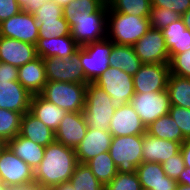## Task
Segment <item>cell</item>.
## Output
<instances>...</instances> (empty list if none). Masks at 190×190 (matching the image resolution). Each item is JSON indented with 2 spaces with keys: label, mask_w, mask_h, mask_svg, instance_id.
I'll list each match as a JSON object with an SVG mask.
<instances>
[{
  "label": "cell",
  "mask_w": 190,
  "mask_h": 190,
  "mask_svg": "<svg viewBox=\"0 0 190 190\" xmlns=\"http://www.w3.org/2000/svg\"><path fill=\"white\" fill-rule=\"evenodd\" d=\"M178 184L190 186V168H186L180 174Z\"/></svg>",
  "instance_id": "obj_49"
},
{
  "label": "cell",
  "mask_w": 190,
  "mask_h": 190,
  "mask_svg": "<svg viewBox=\"0 0 190 190\" xmlns=\"http://www.w3.org/2000/svg\"><path fill=\"white\" fill-rule=\"evenodd\" d=\"M77 164L75 149L54 141L45 147L44 157L34 170V182L40 189H53L70 180Z\"/></svg>",
  "instance_id": "obj_1"
},
{
  "label": "cell",
  "mask_w": 190,
  "mask_h": 190,
  "mask_svg": "<svg viewBox=\"0 0 190 190\" xmlns=\"http://www.w3.org/2000/svg\"><path fill=\"white\" fill-rule=\"evenodd\" d=\"M108 8V3L105 2L94 13L63 11V17L71 28V36L80 47L107 38Z\"/></svg>",
  "instance_id": "obj_2"
},
{
  "label": "cell",
  "mask_w": 190,
  "mask_h": 190,
  "mask_svg": "<svg viewBox=\"0 0 190 190\" xmlns=\"http://www.w3.org/2000/svg\"><path fill=\"white\" fill-rule=\"evenodd\" d=\"M53 189L54 190H75V188H73L72 184L69 181L63 182V183L55 186Z\"/></svg>",
  "instance_id": "obj_51"
},
{
  "label": "cell",
  "mask_w": 190,
  "mask_h": 190,
  "mask_svg": "<svg viewBox=\"0 0 190 190\" xmlns=\"http://www.w3.org/2000/svg\"><path fill=\"white\" fill-rule=\"evenodd\" d=\"M168 114L177 123L183 136L190 138V109L171 106Z\"/></svg>",
  "instance_id": "obj_40"
},
{
  "label": "cell",
  "mask_w": 190,
  "mask_h": 190,
  "mask_svg": "<svg viewBox=\"0 0 190 190\" xmlns=\"http://www.w3.org/2000/svg\"><path fill=\"white\" fill-rule=\"evenodd\" d=\"M21 10L27 13H35L48 0H16Z\"/></svg>",
  "instance_id": "obj_45"
},
{
  "label": "cell",
  "mask_w": 190,
  "mask_h": 190,
  "mask_svg": "<svg viewBox=\"0 0 190 190\" xmlns=\"http://www.w3.org/2000/svg\"><path fill=\"white\" fill-rule=\"evenodd\" d=\"M179 18L181 16L173 10L151 7L149 15L150 28L163 30Z\"/></svg>",
  "instance_id": "obj_36"
},
{
  "label": "cell",
  "mask_w": 190,
  "mask_h": 190,
  "mask_svg": "<svg viewBox=\"0 0 190 190\" xmlns=\"http://www.w3.org/2000/svg\"><path fill=\"white\" fill-rule=\"evenodd\" d=\"M0 190H7V185H5L1 180H0Z\"/></svg>",
  "instance_id": "obj_55"
},
{
  "label": "cell",
  "mask_w": 190,
  "mask_h": 190,
  "mask_svg": "<svg viewBox=\"0 0 190 190\" xmlns=\"http://www.w3.org/2000/svg\"><path fill=\"white\" fill-rule=\"evenodd\" d=\"M113 42L109 38L80 47V63L89 83L96 81L110 67Z\"/></svg>",
  "instance_id": "obj_7"
},
{
  "label": "cell",
  "mask_w": 190,
  "mask_h": 190,
  "mask_svg": "<svg viewBox=\"0 0 190 190\" xmlns=\"http://www.w3.org/2000/svg\"><path fill=\"white\" fill-rule=\"evenodd\" d=\"M109 131L113 137L144 135L146 127L132 105L128 103L117 105L109 125Z\"/></svg>",
  "instance_id": "obj_15"
},
{
  "label": "cell",
  "mask_w": 190,
  "mask_h": 190,
  "mask_svg": "<svg viewBox=\"0 0 190 190\" xmlns=\"http://www.w3.org/2000/svg\"><path fill=\"white\" fill-rule=\"evenodd\" d=\"M18 67L7 63L0 64V80L18 81Z\"/></svg>",
  "instance_id": "obj_44"
},
{
  "label": "cell",
  "mask_w": 190,
  "mask_h": 190,
  "mask_svg": "<svg viewBox=\"0 0 190 190\" xmlns=\"http://www.w3.org/2000/svg\"><path fill=\"white\" fill-rule=\"evenodd\" d=\"M172 0H151V7L167 8L171 10Z\"/></svg>",
  "instance_id": "obj_50"
},
{
  "label": "cell",
  "mask_w": 190,
  "mask_h": 190,
  "mask_svg": "<svg viewBox=\"0 0 190 190\" xmlns=\"http://www.w3.org/2000/svg\"><path fill=\"white\" fill-rule=\"evenodd\" d=\"M142 65L143 63L134 52L133 46L113 43L110 53V67L125 71L133 77Z\"/></svg>",
  "instance_id": "obj_28"
},
{
  "label": "cell",
  "mask_w": 190,
  "mask_h": 190,
  "mask_svg": "<svg viewBox=\"0 0 190 190\" xmlns=\"http://www.w3.org/2000/svg\"><path fill=\"white\" fill-rule=\"evenodd\" d=\"M18 81L31 94H40L47 83L43 58L37 57L33 61L18 67Z\"/></svg>",
  "instance_id": "obj_22"
},
{
  "label": "cell",
  "mask_w": 190,
  "mask_h": 190,
  "mask_svg": "<svg viewBox=\"0 0 190 190\" xmlns=\"http://www.w3.org/2000/svg\"><path fill=\"white\" fill-rule=\"evenodd\" d=\"M162 32L170 58L175 53H183L190 50V29L186 27L182 18L172 22Z\"/></svg>",
  "instance_id": "obj_27"
},
{
  "label": "cell",
  "mask_w": 190,
  "mask_h": 190,
  "mask_svg": "<svg viewBox=\"0 0 190 190\" xmlns=\"http://www.w3.org/2000/svg\"><path fill=\"white\" fill-rule=\"evenodd\" d=\"M170 73L190 78V50L183 53H175L170 58Z\"/></svg>",
  "instance_id": "obj_38"
},
{
  "label": "cell",
  "mask_w": 190,
  "mask_h": 190,
  "mask_svg": "<svg viewBox=\"0 0 190 190\" xmlns=\"http://www.w3.org/2000/svg\"><path fill=\"white\" fill-rule=\"evenodd\" d=\"M117 105L113 99L94 83L86 87L83 114L88 128L109 131V125Z\"/></svg>",
  "instance_id": "obj_3"
},
{
  "label": "cell",
  "mask_w": 190,
  "mask_h": 190,
  "mask_svg": "<svg viewBox=\"0 0 190 190\" xmlns=\"http://www.w3.org/2000/svg\"><path fill=\"white\" fill-rule=\"evenodd\" d=\"M112 138L110 131L88 128L84 139L75 149L78 163L86 164L99 154L108 152Z\"/></svg>",
  "instance_id": "obj_17"
},
{
  "label": "cell",
  "mask_w": 190,
  "mask_h": 190,
  "mask_svg": "<svg viewBox=\"0 0 190 190\" xmlns=\"http://www.w3.org/2000/svg\"><path fill=\"white\" fill-rule=\"evenodd\" d=\"M37 57L36 45L0 36L1 63L20 67Z\"/></svg>",
  "instance_id": "obj_18"
},
{
  "label": "cell",
  "mask_w": 190,
  "mask_h": 190,
  "mask_svg": "<svg viewBox=\"0 0 190 190\" xmlns=\"http://www.w3.org/2000/svg\"><path fill=\"white\" fill-rule=\"evenodd\" d=\"M190 9V0H172L171 10L182 16Z\"/></svg>",
  "instance_id": "obj_46"
},
{
  "label": "cell",
  "mask_w": 190,
  "mask_h": 190,
  "mask_svg": "<svg viewBox=\"0 0 190 190\" xmlns=\"http://www.w3.org/2000/svg\"><path fill=\"white\" fill-rule=\"evenodd\" d=\"M19 135L44 147L55 141V132L37 119L30 111L22 115Z\"/></svg>",
  "instance_id": "obj_25"
},
{
  "label": "cell",
  "mask_w": 190,
  "mask_h": 190,
  "mask_svg": "<svg viewBox=\"0 0 190 190\" xmlns=\"http://www.w3.org/2000/svg\"><path fill=\"white\" fill-rule=\"evenodd\" d=\"M35 182L21 183L16 185H8L7 190H38Z\"/></svg>",
  "instance_id": "obj_48"
},
{
  "label": "cell",
  "mask_w": 190,
  "mask_h": 190,
  "mask_svg": "<svg viewBox=\"0 0 190 190\" xmlns=\"http://www.w3.org/2000/svg\"><path fill=\"white\" fill-rule=\"evenodd\" d=\"M9 148L23 160L28 166L35 170L44 157L45 147L34 143L19 134L6 143Z\"/></svg>",
  "instance_id": "obj_26"
},
{
  "label": "cell",
  "mask_w": 190,
  "mask_h": 190,
  "mask_svg": "<svg viewBox=\"0 0 190 190\" xmlns=\"http://www.w3.org/2000/svg\"><path fill=\"white\" fill-rule=\"evenodd\" d=\"M143 135L117 136L112 138L109 154L117 172L132 173L142 163Z\"/></svg>",
  "instance_id": "obj_6"
},
{
  "label": "cell",
  "mask_w": 190,
  "mask_h": 190,
  "mask_svg": "<svg viewBox=\"0 0 190 190\" xmlns=\"http://www.w3.org/2000/svg\"><path fill=\"white\" fill-rule=\"evenodd\" d=\"M87 129L83 112H67L55 131V141L76 149L84 139Z\"/></svg>",
  "instance_id": "obj_16"
},
{
  "label": "cell",
  "mask_w": 190,
  "mask_h": 190,
  "mask_svg": "<svg viewBox=\"0 0 190 190\" xmlns=\"http://www.w3.org/2000/svg\"><path fill=\"white\" fill-rule=\"evenodd\" d=\"M87 84L50 81L40 95L67 112H83Z\"/></svg>",
  "instance_id": "obj_5"
},
{
  "label": "cell",
  "mask_w": 190,
  "mask_h": 190,
  "mask_svg": "<svg viewBox=\"0 0 190 190\" xmlns=\"http://www.w3.org/2000/svg\"><path fill=\"white\" fill-rule=\"evenodd\" d=\"M167 90L171 106L190 109V78L169 74Z\"/></svg>",
  "instance_id": "obj_30"
},
{
  "label": "cell",
  "mask_w": 190,
  "mask_h": 190,
  "mask_svg": "<svg viewBox=\"0 0 190 190\" xmlns=\"http://www.w3.org/2000/svg\"><path fill=\"white\" fill-rule=\"evenodd\" d=\"M80 46L71 35L51 37L50 39L38 38L36 44L37 56L41 58H69Z\"/></svg>",
  "instance_id": "obj_23"
},
{
  "label": "cell",
  "mask_w": 190,
  "mask_h": 190,
  "mask_svg": "<svg viewBox=\"0 0 190 190\" xmlns=\"http://www.w3.org/2000/svg\"><path fill=\"white\" fill-rule=\"evenodd\" d=\"M130 104L147 128L159 117L169 113L171 103L168 90L135 94Z\"/></svg>",
  "instance_id": "obj_10"
},
{
  "label": "cell",
  "mask_w": 190,
  "mask_h": 190,
  "mask_svg": "<svg viewBox=\"0 0 190 190\" xmlns=\"http://www.w3.org/2000/svg\"><path fill=\"white\" fill-rule=\"evenodd\" d=\"M69 182L75 190H105L91 169L82 163L77 164Z\"/></svg>",
  "instance_id": "obj_32"
},
{
  "label": "cell",
  "mask_w": 190,
  "mask_h": 190,
  "mask_svg": "<svg viewBox=\"0 0 190 190\" xmlns=\"http://www.w3.org/2000/svg\"><path fill=\"white\" fill-rule=\"evenodd\" d=\"M30 112L54 132L67 114L66 110L47 101L40 94L32 95Z\"/></svg>",
  "instance_id": "obj_24"
},
{
  "label": "cell",
  "mask_w": 190,
  "mask_h": 190,
  "mask_svg": "<svg viewBox=\"0 0 190 190\" xmlns=\"http://www.w3.org/2000/svg\"><path fill=\"white\" fill-rule=\"evenodd\" d=\"M47 82L88 84L80 63V48L69 58H43Z\"/></svg>",
  "instance_id": "obj_8"
},
{
  "label": "cell",
  "mask_w": 190,
  "mask_h": 190,
  "mask_svg": "<svg viewBox=\"0 0 190 190\" xmlns=\"http://www.w3.org/2000/svg\"><path fill=\"white\" fill-rule=\"evenodd\" d=\"M32 95L19 81L0 80V108L19 113L30 111Z\"/></svg>",
  "instance_id": "obj_19"
},
{
  "label": "cell",
  "mask_w": 190,
  "mask_h": 190,
  "mask_svg": "<svg viewBox=\"0 0 190 190\" xmlns=\"http://www.w3.org/2000/svg\"><path fill=\"white\" fill-rule=\"evenodd\" d=\"M0 180L5 185L34 182V170L6 144L0 152Z\"/></svg>",
  "instance_id": "obj_14"
},
{
  "label": "cell",
  "mask_w": 190,
  "mask_h": 190,
  "mask_svg": "<svg viewBox=\"0 0 190 190\" xmlns=\"http://www.w3.org/2000/svg\"><path fill=\"white\" fill-rule=\"evenodd\" d=\"M51 1H53L56 4H59L60 6L64 7V6L68 5L73 0H51Z\"/></svg>",
  "instance_id": "obj_53"
},
{
  "label": "cell",
  "mask_w": 190,
  "mask_h": 190,
  "mask_svg": "<svg viewBox=\"0 0 190 190\" xmlns=\"http://www.w3.org/2000/svg\"><path fill=\"white\" fill-rule=\"evenodd\" d=\"M142 162L163 163L180 151L181 144L153 137L147 133L143 135Z\"/></svg>",
  "instance_id": "obj_21"
},
{
  "label": "cell",
  "mask_w": 190,
  "mask_h": 190,
  "mask_svg": "<svg viewBox=\"0 0 190 190\" xmlns=\"http://www.w3.org/2000/svg\"><path fill=\"white\" fill-rule=\"evenodd\" d=\"M22 113L0 108V140L7 143L20 132Z\"/></svg>",
  "instance_id": "obj_34"
},
{
  "label": "cell",
  "mask_w": 190,
  "mask_h": 190,
  "mask_svg": "<svg viewBox=\"0 0 190 190\" xmlns=\"http://www.w3.org/2000/svg\"><path fill=\"white\" fill-rule=\"evenodd\" d=\"M133 49L143 64L170 63L169 50L162 30L150 28L133 45Z\"/></svg>",
  "instance_id": "obj_11"
},
{
  "label": "cell",
  "mask_w": 190,
  "mask_h": 190,
  "mask_svg": "<svg viewBox=\"0 0 190 190\" xmlns=\"http://www.w3.org/2000/svg\"><path fill=\"white\" fill-rule=\"evenodd\" d=\"M184 24L190 29V9L181 16Z\"/></svg>",
  "instance_id": "obj_52"
},
{
  "label": "cell",
  "mask_w": 190,
  "mask_h": 190,
  "mask_svg": "<svg viewBox=\"0 0 190 190\" xmlns=\"http://www.w3.org/2000/svg\"><path fill=\"white\" fill-rule=\"evenodd\" d=\"M165 174L171 178L178 180L180 174L185 169L184 159L181 151L170 157L162 163Z\"/></svg>",
  "instance_id": "obj_41"
},
{
  "label": "cell",
  "mask_w": 190,
  "mask_h": 190,
  "mask_svg": "<svg viewBox=\"0 0 190 190\" xmlns=\"http://www.w3.org/2000/svg\"><path fill=\"white\" fill-rule=\"evenodd\" d=\"M5 145H6V143L4 141L0 140V152L4 148Z\"/></svg>",
  "instance_id": "obj_56"
},
{
  "label": "cell",
  "mask_w": 190,
  "mask_h": 190,
  "mask_svg": "<svg viewBox=\"0 0 190 190\" xmlns=\"http://www.w3.org/2000/svg\"><path fill=\"white\" fill-rule=\"evenodd\" d=\"M104 0H73L63 7V11H77L84 14L96 12L103 4Z\"/></svg>",
  "instance_id": "obj_42"
},
{
  "label": "cell",
  "mask_w": 190,
  "mask_h": 190,
  "mask_svg": "<svg viewBox=\"0 0 190 190\" xmlns=\"http://www.w3.org/2000/svg\"><path fill=\"white\" fill-rule=\"evenodd\" d=\"M108 6L116 12L137 17H149L151 0H109Z\"/></svg>",
  "instance_id": "obj_33"
},
{
  "label": "cell",
  "mask_w": 190,
  "mask_h": 190,
  "mask_svg": "<svg viewBox=\"0 0 190 190\" xmlns=\"http://www.w3.org/2000/svg\"><path fill=\"white\" fill-rule=\"evenodd\" d=\"M93 83L103 89L116 105L130 103L135 95L133 77L114 67H109Z\"/></svg>",
  "instance_id": "obj_9"
},
{
  "label": "cell",
  "mask_w": 190,
  "mask_h": 190,
  "mask_svg": "<svg viewBox=\"0 0 190 190\" xmlns=\"http://www.w3.org/2000/svg\"><path fill=\"white\" fill-rule=\"evenodd\" d=\"M186 168H190V138L186 139L180 147Z\"/></svg>",
  "instance_id": "obj_47"
},
{
  "label": "cell",
  "mask_w": 190,
  "mask_h": 190,
  "mask_svg": "<svg viewBox=\"0 0 190 190\" xmlns=\"http://www.w3.org/2000/svg\"><path fill=\"white\" fill-rule=\"evenodd\" d=\"M107 16V23L110 26V29L107 28L109 30L107 38L114 44L133 46L150 29L149 17H137L116 12L110 7Z\"/></svg>",
  "instance_id": "obj_4"
},
{
  "label": "cell",
  "mask_w": 190,
  "mask_h": 190,
  "mask_svg": "<svg viewBox=\"0 0 190 190\" xmlns=\"http://www.w3.org/2000/svg\"><path fill=\"white\" fill-rule=\"evenodd\" d=\"M176 190H190V186L177 184Z\"/></svg>",
  "instance_id": "obj_54"
},
{
  "label": "cell",
  "mask_w": 190,
  "mask_h": 190,
  "mask_svg": "<svg viewBox=\"0 0 190 190\" xmlns=\"http://www.w3.org/2000/svg\"><path fill=\"white\" fill-rule=\"evenodd\" d=\"M146 133L169 141H176L182 144L186 138L183 136L177 123L170 117L169 114L159 117L146 128Z\"/></svg>",
  "instance_id": "obj_29"
},
{
  "label": "cell",
  "mask_w": 190,
  "mask_h": 190,
  "mask_svg": "<svg viewBox=\"0 0 190 190\" xmlns=\"http://www.w3.org/2000/svg\"><path fill=\"white\" fill-rule=\"evenodd\" d=\"M169 74V63L143 64L133 76L135 94L166 90Z\"/></svg>",
  "instance_id": "obj_13"
},
{
  "label": "cell",
  "mask_w": 190,
  "mask_h": 190,
  "mask_svg": "<svg viewBox=\"0 0 190 190\" xmlns=\"http://www.w3.org/2000/svg\"><path fill=\"white\" fill-rule=\"evenodd\" d=\"M136 173L142 190H176L177 180L165 174L161 163L142 162Z\"/></svg>",
  "instance_id": "obj_20"
},
{
  "label": "cell",
  "mask_w": 190,
  "mask_h": 190,
  "mask_svg": "<svg viewBox=\"0 0 190 190\" xmlns=\"http://www.w3.org/2000/svg\"><path fill=\"white\" fill-rule=\"evenodd\" d=\"M33 14L37 22L57 21L59 18L63 17V7L48 0Z\"/></svg>",
  "instance_id": "obj_39"
},
{
  "label": "cell",
  "mask_w": 190,
  "mask_h": 190,
  "mask_svg": "<svg viewBox=\"0 0 190 190\" xmlns=\"http://www.w3.org/2000/svg\"><path fill=\"white\" fill-rule=\"evenodd\" d=\"M105 190H142V187L136 172H117L116 176L105 186Z\"/></svg>",
  "instance_id": "obj_37"
},
{
  "label": "cell",
  "mask_w": 190,
  "mask_h": 190,
  "mask_svg": "<svg viewBox=\"0 0 190 190\" xmlns=\"http://www.w3.org/2000/svg\"><path fill=\"white\" fill-rule=\"evenodd\" d=\"M39 38L50 39L51 37H61L71 35V28L64 17L57 21L38 22Z\"/></svg>",
  "instance_id": "obj_35"
},
{
  "label": "cell",
  "mask_w": 190,
  "mask_h": 190,
  "mask_svg": "<svg viewBox=\"0 0 190 190\" xmlns=\"http://www.w3.org/2000/svg\"><path fill=\"white\" fill-rule=\"evenodd\" d=\"M86 165L91 169L94 176L105 187L117 174L115 166L109 152H103L89 160Z\"/></svg>",
  "instance_id": "obj_31"
},
{
  "label": "cell",
  "mask_w": 190,
  "mask_h": 190,
  "mask_svg": "<svg viewBox=\"0 0 190 190\" xmlns=\"http://www.w3.org/2000/svg\"><path fill=\"white\" fill-rule=\"evenodd\" d=\"M20 11L22 10L16 0H0V23Z\"/></svg>",
  "instance_id": "obj_43"
},
{
  "label": "cell",
  "mask_w": 190,
  "mask_h": 190,
  "mask_svg": "<svg viewBox=\"0 0 190 190\" xmlns=\"http://www.w3.org/2000/svg\"><path fill=\"white\" fill-rule=\"evenodd\" d=\"M0 36L36 45L39 38L38 22L34 14L20 11L0 23Z\"/></svg>",
  "instance_id": "obj_12"
}]
</instances>
